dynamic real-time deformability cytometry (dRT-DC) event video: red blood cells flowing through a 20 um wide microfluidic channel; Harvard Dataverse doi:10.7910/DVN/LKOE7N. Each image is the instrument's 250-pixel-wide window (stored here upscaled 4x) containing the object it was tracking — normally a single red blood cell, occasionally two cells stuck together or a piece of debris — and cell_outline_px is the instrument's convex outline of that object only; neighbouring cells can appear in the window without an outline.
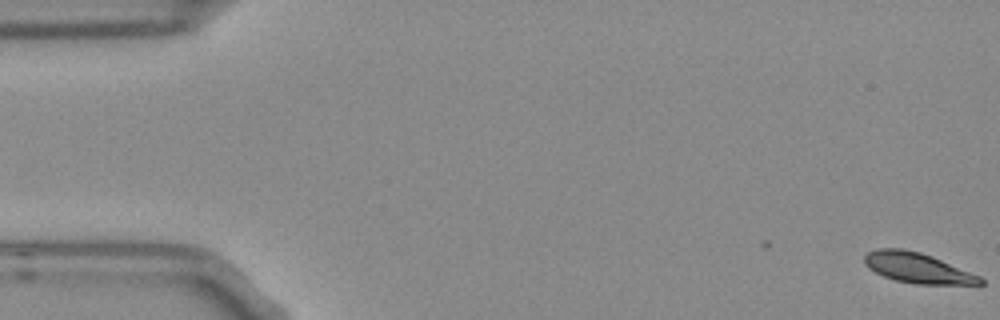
{"species": "Egyptian fruit bat (a non-hibernating species)", "species_latin": "Rousettus aegyptiacus", "temperature_condition": "room temperature", "stored_images_in_passage": 10, "camera_frame_rate_fps": 3000, "um_per_image_px": 0.085, "frame": {"image": 1, "passage_image": 1, "time_ms": 0.0, "image_size_px": [1000, 320], "cell_outline_px": [[984, 284], [980, 288], [916, 284], [896, 280], [884, 276], [868, 268], [864, 264], [864, 256], [868, 252], [876, 248], [904, 248], [920, 252], [932, 256], [980, 276], [984, 280]], "centroid_in_image_um": [78.13, 22.83], "position_along_channel_um": 6.9, "area_um2": 21.33}}